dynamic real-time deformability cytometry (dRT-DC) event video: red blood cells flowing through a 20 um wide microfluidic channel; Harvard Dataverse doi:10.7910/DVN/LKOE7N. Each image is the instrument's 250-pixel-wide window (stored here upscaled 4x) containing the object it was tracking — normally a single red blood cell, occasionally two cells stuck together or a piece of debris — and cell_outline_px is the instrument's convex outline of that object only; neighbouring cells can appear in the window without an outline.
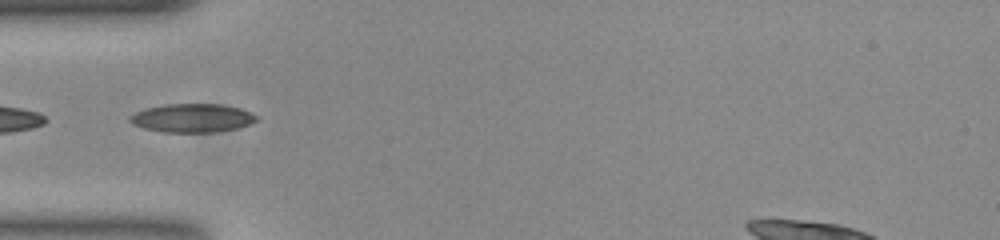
{"species": "common noctule bat (a hibernating species)", "species_latin": "Nyctalus noctula", "temperature_condition": "room temperature", "stored_images_in_passage": 29, "camera_frame_rate_fps": 3000, "um_per_image_px": 0.085, "animal": {"sex": "female", "body_mass_g": 23.0, "forearm_length_mm": 53.4}, "frame": {"image": 1, "passage_image": 1, "time_ms": 0.0, "image_size_px": [1000, 240], "cell_outline_px": [[256, 120], [248, 124], [236, 128], [216, 132], [164, 132], [144, 128], [132, 124], [128, 120], [128, 116], [136, 112], [148, 108], [168, 104], [220, 104], [240, 108], [256, 116]], "centroid_in_image_um": [16.29, 10.03], "position_along_channel_um": 68.7, "area_um2": 20.81}}
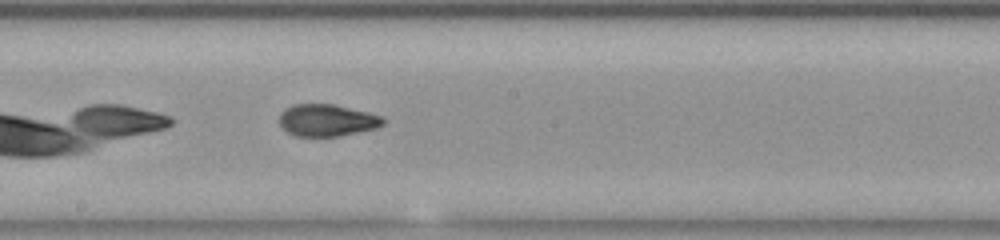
{"frame": {"image": 2, "passage_image": 13, "time_ms": 4.0, "image_size_px": [1000, 240], "cell_outline_px": [[384, 124], [376, 128], [336, 136], [296, 136], [288, 132], [280, 124], [280, 112], [292, 104], [332, 104], [368, 112], [380, 116], [384, 120]], "centroid_in_image_um": [27.77, 10.21], "position_along_channel_um": 220.4, "area_um2": 19.07}}
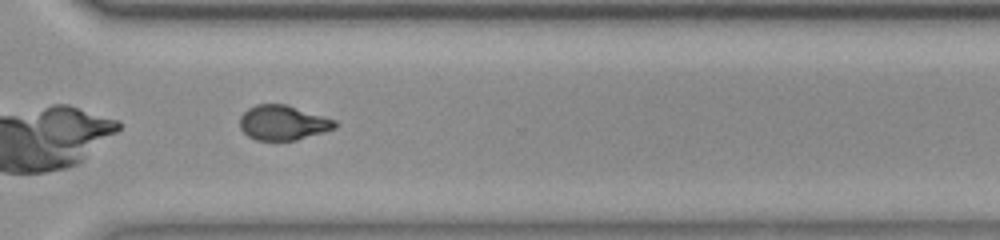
{"frame": {"image": 3, "passage_image": 23, "time_ms": 7.333, "image_size_px": [1000, 240], "cell_outline_px": [[340, 124], [336, 128], [296, 140], [256, 140], [248, 136], [240, 128], [240, 116], [248, 108], [256, 104], [284, 104], [336, 120]], "centroid_in_image_um": [24.05, 10.43], "position_along_channel_um": 346.5, "area_um2": 19.19}, "authors_computed_cell_mechanics": {"area_um2": 19.363, "velocity_mm_per_s": 3.7804, "shape_relaxation_time_tau1_ms": 6.6939, "shape_relaxation_time_tau2_ms": 1.7696, "deformation_change_tau1": 0.1983, "deformation_change_tau2": 0.0628}}